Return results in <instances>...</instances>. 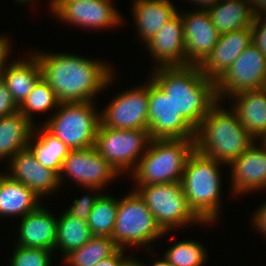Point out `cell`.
Segmentation results:
<instances>
[{
	"label": "cell",
	"mask_w": 266,
	"mask_h": 266,
	"mask_svg": "<svg viewBox=\"0 0 266 266\" xmlns=\"http://www.w3.org/2000/svg\"><path fill=\"white\" fill-rule=\"evenodd\" d=\"M34 54L39 59L42 78L61 103L93 102V97L112 84L113 71L102 61L69 53Z\"/></svg>",
	"instance_id": "obj_1"
},
{
	"label": "cell",
	"mask_w": 266,
	"mask_h": 266,
	"mask_svg": "<svg viewBox=\"0 0 266 266\" xmlns=\"http://www.w3.org/2000/svg\"><path fill=\"white\" fill-rule=\"evenodd\" d=\"M151 79L195 129L218 102L216 82L205 77L197 65L154 68Z\"/></svg>",
	"instance_id": "obj_2"
},
{
	"label": "cell",
	"mask_w": 266,
	"mask_h": 266,
	"mask_svg": "<svg viewBox=\"0 0 266 266\" xmlns=\"http://www.w3.org/2000/svg\"><path fill=\"white\" fill-rule=\"evenodd\" d=\"M221 108L219 101L196 129L195 149L223 165H229L255 140L240 123L237 113Z\"/></svg>",
	"instance_id": "obj_3"
},
{
	"label": "cell",
	"mask_w": 266,
	"mask_h": 266,
	"mask_svg": "<svg viewBox=\"0 0 266 266\" xmlns=\"http://www.w3.org/2000/svg\"><path fill=\"white\" fill-rule=\"evenodd\" d=\"M221 164L196 149L185 164L182 188L189 207L204 223L214 222L220 214Z\"/></svg>",
	"instance_id": "obj_4"
},
{
	"label": "cell",
	"mask_w": 266,
	"mask_h": 266,
	"mask_svg": "<svg viewBox=\"0 0 266 266\" xmlns=\"http://www.w3.org/2000/svg\"><path fill=\"white\" fill-rule=\"evenodd\" d=\"M195 139H151L132 177L137 185L181 182ZM135 177V178H134Z\"/></svg>",
	"instance_id": "obj_5"
},
{
	"label": "cell",
	"mask_w": 266,
	"mask_h": 266,
	"mask_svg": "<svg viewBox=\"0 0 266 266\" xmlns=\"http://www.w3.org/2000/svg\"><path fill=\"white\" fill-rule=\"evenodd\" d=\"M94 106V102L60 103L43 127L69 150L92 147L100 124V113Z\"/></svg>",
	"instance_id": "obj_6"
},
{
	"label": "cell",
	"mask_w": 266,
	"mask_h": 266,
	"mask_svg": "<svg viewBox=\"0 0 266 266\" xmlns=\"http://www.w3.org/2000/svg\"><path fill=\"white\" fill-rule=\"evenodd\" d=\"M136 186L135 191L164 232L185 227L189 223L209 224L204 223L189 207L181 182Z\"/></svg>",
	"instance_id": "obj_7"
},
{
	"label": "cell",
	"mask_w": 266,
	"mask_h": 266,
	"mask_svg": "<svg viewBox=\"0 0 266 266\" xmlns=\"http://www.w3.org/2000/svg\"><path fill=\"white\" fill-rule=\"evenodd\" d=\"M164 234L167 232L160 228L150 209L135 190L119 200L111 237L119 248L147 245Z\"/></svg>",
	"instance_id": "obj_8"
},
{
	"label": "cell",
	"mask_w": 266,
	"mask_h": 266,
	"mask_svg": "<svg viewBox=\"0 0 266 266\" xmlns=\"http://www.w3.org/2000/svg\"><path fill=\"white\" fill-rule=\"evenodd\" d=\"M150 141L148 129H113L99 124L94 147L120 174L136 168Z\"/></svg>",
	"instance_id": "obj_9"
},
{
	"label": "cell",
	"mask_w": 266,
	"mask_h": 266,
	"mask_svg": "<svg viewBox=\"0 0 266 266\" xmlns=\"http://www.w3.org/2000/svg\"><path fill=\"white\" fill-rule=\"evenodd\" d=\"M148 81V130L151 139H195L196 129L181 115L172 99Z\"/></svg>",
	"instance_id": "obj_10"
},
{
	"label": "cell",
	"mask_w": 266,
	"mask_h": 266,
	"mask_svg": "<svg viewBox=\"0 0 266 266\" xmlns=\"http://www.w3.org/2000/svg\"><path fill=\"white\" fill-rule=\"evenodd\" d=\"M264 87H266V57L252 43L216 82L217 98L222 102L221 100L237 93Z\"/></svg>",
	"instance_id": "obj_11"
},
{
	"label": "cell",
	"mask_w": 266,
	"mask_h": 266,
	"mask_svg": "<svg viewBox=\"0 0 266 266\" xmlns=\"http://www.w3.org/2000/svg\"><path fill=\"white\" fill-rule=\"evenodd\" d=\"M64 173L91 192L92 190L93 192L102 190L108 182H112L116 176H120L94 146L69 150L59 173L60 184L64 179Z\"/></svg>",
	"instance_id": "obj_12"
},
{
	"label": "cell",
	"mask_w": 266,
	"mask_h": 266,
	"mask_svg": "<svg viewBox=\"0 0 266 266\" xmlns=\"http://www.w3.org/2000/svg\"><path fill=\"white\" fill-rule=\"evenodd\" d=\"M50 7L56 19L83 28L107 29L124 21L111 0H51Z\"/></svg>",
	"instance_id": "obj_13"
},
{
	"label": "cell",
	"mask_w": 266,
	"mask_h": 266,
	"mask_svg": "<svg viewBox=\"0 0 266 266\" xmlns=\"http://www.w3.org/2000/svg\"><path fill=\"white\" fill-rule=\"evenodd\" d=\"M148 81L113 98L100 112V124L113 129H148Z\"/></svg>",
	"instance_id": "obj_14"
},
{
	"label": "cell",
	"mask_w": 266,
	"mask_h": 266,
	"mask_svg": "<svg viewBox=\"0 0 266 266\" xmlns=\"http://www.w3.org/2000/svg\"><path fill=\"white\" fill-rule=\"evenodd\" d=\"M195 11V12H194ZM181 13L184 29L186 65L199 66L212 51L219 33L207 10Z\"/></svg>",
	"instance_id": "obj_15"
},
{
	"label": "cell",
	"mask_w": 266,
	"mask_h": 266,
	"mask_svg": "<svg viewBox=\"0 0 266 266\" xmlns=\"http://www.w3.org/2000/svg\"><path fill=\"white\" fill-rule=\"evenodd\" d=\"M10 172L8 178L23 183L39 198L50 195L60 187L59 175L39 163L35 154L29 147L18 151L12 158H9ZM50 193V194H48Z\"/></svg>",
	"instance_id": "obj_16"
},
{
	"label": "cell",
	"mask_w": 266,
	"mask_h": 266,
	"mask_svg": "<svg viewBox=\"0 0 266 266\" xmlns=\"http://www.w3.org/2000/svg\"><path fill=\"white\" fill-rule=\"evenodd\" d=\"M252 43L251 27L220 35L217 44L199 65L200 71L205 77L217 82Z\"/></svg>",
	"instance_id": "obj_17"
},
{
	"label": "cell",
	"mask_w": 266,
	"mask_h": 266,
	"mask_svg": "<svg viewBox=\"0 0 266 266\" xmlns=\"http://www.w3.org/2000/svg\"><path fill=\"white\" fill-rule=\"evenodd\" d=\"M145 45L156 60V68L186 65L181 13L177 12Z\"/></svg>",
	"instance_id": "obj_18"
},
{
	"label": "cell",
	"mask_w": 266,
	"mask_h": 266,
	"mask_svg": "<svg viewBox=\"0 0 266 266\" xmlns=\"http://www.w3.org/2000/svg\"><path fill=\"white\" fill-rule=\"evenodd\" d=\"M255 143L228 165L232 168L231 188L235 194L266 188V146Z\"/></svg>",
	"instance_id": "obj_19"
},
{
	"label": "cell",
	"mask_w": 266,
	"mask_h": 266,
	"mask_svg": "<svg viewBox=\"0 0 266 266\" xmlns=\"http://www.w3.org/2000/svg\"><path fill=\"white\" fill-rule=\"evenodd\" d=\"M57 219L40 205L21 218L16 245L55 251Z\"/></svg>",
	"instance_id": "obj_20"
},
{
	"label": "cell",
	"mask_w": 266,
	"mask_h": 266,
	"mask_svg": "<svg viewBox=\"0 0 266 266\" xmlns=\"http://www.w3.org/2000/svg\"><path fill=\"white\" fill-rule=\"evenodd\" d=\"M232 108L240 123L257 141L266 134V87L237 93Z\"/></svg>",
	"instance_id": "obj_21"
},
{
	"label": "cell",
	"mask_w": 266,
	"mask_h": 266,
	"mask_svg": "<svg viewBox=\"0 0 266 266\" xmlns=\"http://www.w3.org/2000/svg\"><path fill=\"white\" fill-rule=\"evenodd\" d=\"M133 17L144 44L150 41L177 12L170 0H134Z\"/></svg>",
	"instance_id": "obj_22"
},
{
	"label": "cell",
	"mask_w": 266,
	"mask_h": 266,
	"mask_svg": "<svg viewBox=\"0 0 266 266\" xmlns=\"http://www.w3.org/2000/svg\"><path fill=\"white\" fill-rule=\"evenodd\" d=\"M28 59H17L5 67L1 79L19 106L32 92L36 82L42 77L39 59L35 54Z\"/></svg>",
	"instance_id": "obj_23"
},
{
	"label": "cell",
	"mask_w": 266,
	"mask_h": 266,
	"mask_svg": "<svg viewBox=\"0 0 266 266\" xmlns=\"http://www.w3.org/2000/svg\"><path fill=\"white\" fill-rule=\"evenodd\" d=\"M39 198L23 183L0 173V215L24 217L41 204Z\"/></svg>",
	"instance_id": "obj_24"
},
{
	"label": "cell",
	"mask_w": 266,
	"mask_h": 266,
	"mask_svg": "<svg viewBox=\"0 0 266 266\" xmlns=\"http://www.w3.org/2000/svg\"><path fill=\"white\" fill-rule=\"evenodd\" d=\"M207 11L219 35L251 27L255 18L248 0H219Z\"/></svg>",
	"instance_id": "obj_25"
},
{
	"label": "cell",
	"mask_w": 266,
	"mask_h": 266,
	"mask_svg": "<svg viewBox=\"0 0 266 266\" xmlns=\"http://www.w3.org/2000/svg\"><path fill=\"white\" fill-rule=\"evenodd\" d=\"M34 124L17 111L0 118V160L28 147Z\"/></svg>",
	"instance_id": "obj_26"
},
{
	"label": "cell",
	"mask_w": 266,
	"mask_h": 266,
	"mask_svg": "<svg viewBox=\"0 0 266 266\" xmlns=\"http://www.w3.org/2000/svg\"><path fill=\"white\" fill-rule=\"evenodd\" d=\"M34 132L37 134L35 135ZM33 137L36 139L34 144L31 142L34 140ZM28 147L35 154L39 163L45 168L54 170L59 175L63 160L69 152V148L60 139L49 133L42 125L36 131L34 125Z\"/></svg>",
	"instance_id": "obj_27"
},
{
	"label": "cell",
	"mask_w": 266,
	"mask_h": 266,
	"mask_svg": "<svg viewBox=\"0 0 266 266\" xmlns=\"http://www.w3.org/2000/svg\"><path fill=\"white\" fill-rule=\"evenodd\" d=\"M57 223L55 250H61L63 256L85 245L93 237L86 221L74 218L66 211Z\"/></svg>",
	"instance_id": "obj_28"
},
{
	"label": "cell",
	"mask_w": 266,
	"mask_h": 266,
	"mask_svg": "<svg viewBox=\"0 0 266 266\" xmlns=\"http://www.w3.org/2000/svg\"><path fill=\"white\" fill-rule=\"evenodd\" d=\"M118 248L111 237L93 236L85 245L70 251L63 260L68 266H95Z\"/></svg>",
	"instance_id": "obj_29"
},
{
	"label": "cell",
	"mask_w": 266,
	"mask_h": 266,
	"mask_svg": "<svg viewBox=\"0 0 266 266\" xmlns=\"http://www.w3.org/2000/svg\"><path fill=\"white\" fill-rule=\"evenodd\" d=\"M119 199L100 194L94 203L87 224L93 236L112 237Z\"/></svg>",
	"instance_id": "obj_30"
},
{
	"label": "cell",
	"mask_w": 266,
	"mask_h": 266,
	"mask_svg": "<svg viewBox=\"0 0 266 266\" xmlns=\"http://www.w3.org/2000/svg\"><path fill=\"white\" fill-rule=\"evenodd\" d=\"M61 102L56 97L50 85L41 77L34 85L32 92L18 106V111L31 123L34 112H46L53 108H58Z\"/></svg>",
	"instance_id": "obj_31"
},
{
	"label": "cell",
	"mask_w": 266,
	"mask_h": 266,
	"mask_svg": "<svg viewBox=\"0 0 266 266\" xmlns=\"http://www.w3.org/2000/svg\"><path fill=\"white\" fill-rule=\"evenodd\" d=\"M206 252L199 242L185 239L171 246L164 257L171 266H202L206 263Z\"/></svg>",
	"instance_id": "obj_32"
},
{
	"label": "cell",
	"mask_w": 266,
	"mask_h": 266,
	"mask_svg": "<svg viewBox=\"0 0 266 266\" xmlns=\"http://www.w3.org/2000/svg\"><path fill=\"white\" fill-rule=\"evenodd\" d=\"M13 252L10 266H50L52 263V251L47 249L17 245Z\"/></svg>",
	"instance_id": "obj_33"
},
{
	"label": "cell",
	"mask_w": 266,
	"mask_h": 266,
	"mask_svg": "<svg viewBox=\"0 0 266 266\" xmlns=\"http://www.w3.org/2000/svg\"><path fill=\"white\" fill-rule=\"evenodd\" d=\"M101 193L95 195L91 193L84 195L82 198L75 199L73 204L65 210L69 215L74 218L82 219L88 221L89 215L92 211L95 201L100 196Z\"/></svg>",
	"instance_id": "obj_34"
},
{
	"label": "cell",
	"mask_w": 266,
	"mask_h": 266,
	"mask_svg": "<svg viewBox=\"0 0 266 266\" xmlns=\"http://www.w3.org/2000/svg\"><path fill=\"white\" fill-rule=\"evenodd\" d=\"M251 30L253 43L266 57V14L264 16H255Z\"/></svg>",
	"instance_id": "obj_35"
},
{
	"label": "cell",
	"mask_w": 266,
	"mask_h": 266,
	"mask_svg": "<svg viewBox=\"0 0 266 266\" xmlns=\"http://www.w3.org/2000/svg\"><path fill=\"white\" fill-rule=\"evenodd\" d=\"M18 111V105L15 103L11 92L6 84L0 79V118L8 116Z\"/></svg>",
	"instance_id": "obj_36"
},
{
	"label": "cell",
	"mask_w": 266,
	"mask_h": 266,
	"mask_svg": "<svg viewBox=\"0 0 266 266\" xmlns=\"http://www.w3.org/2000/svg\"><path fill=\"white\" fill-rule=\"evenodd\" d=\"M123 248H118L112 255L99 261L95 266H122L130 257L124 256Z\"/></svg>",
	"instance_id": "obj_37"
},
{
	"label": "cell",
	"mask_w": 266,
	"mask_h": 266,
	"mask_svg": "<svg viewBox=\"0 0 266 266\" xmlns=\"http://www.w3.org/2000/svg\"><path fill=\"white\" fill-rule=\"evenodd\" d=\"M253 217V227H255L256 230L258 229L259 232H262L261 234L266 237V202H264L262 206H259Z\"/></svg>",
	"instance_id": "obj_38"
},
{
	"label": "cell",
	"mask_w": 266,
	"mask_h": 266,
	"mask_svg": "<svg viewBox=\"0 0 266 266\" xmlns=\"http://www.w3.org/2000/svg\"><path fill=\"white\" fill-rule=\"evenodd\" d=\"M10 40L8 37H5L4 35H0V79L3 70L5 69L7 65V58L9 56V53L11 52L10 49Z\"/></svg>",
	"instance_id": "obj_39"
},
{
	"label": "cell",
	"mask_w": 266,
	"mask_h": 266,
	"mask_svg": "<svg viewBox=\"0 0 266 266\" xmlns=\"http://www.w3.org/2000/svg\"><path fill=\"white\" fill-rule=\"evenodd\" d=\"M248 2L250 3L251 11L255 16L266 14V0H248Z\"/></svg>",
	"instance_id": "obj_40"
},
{
	"label": "cell",
	"mask_w": 266,
	"mask_h": 266,
	"mask_svg": "<svg viewBox=\"0 0 266 266\" xmlns=\"http://www.w3.org/2000/svg\"><path fill=\"white\" fill-rule=\"evenodd\" d=\"M196 3V5H200V9L207 10L208 8L215 5L219 0H190ZM202 6V7H201Z\"/></svg>",
	"instance_id": "obj_41"
},
{
	"label": "cell",
	"mask_w": 266,
	"mask_h": 266,
	"mask_svg": "<svg viewBox=\"0 0 266 266\" xmlns=\"http://www.w3.org/2000/svg\"><path fill=\"white\" fill-rule=\"evenodd\" d=\"M140 266H146L142 262L139 261ZM152 266H171L168 262V260L163 257V260L156 261Z\"/></svg>",
	"instance_id": "obj_42"
},
{
	"label": "cell",
	"mask_w": 266,
	"mask_h": 266,
	"mask_svg": "<svg viewBox=\"0 0 266 266\" xmlns=\"http://www.w3.org/2000/svg\"><path fill=\"white\" fill-rule=\"evenodd\" d=\"M122 266H140L139 261L134 258H130Z\"/></svg>",
	"instance_id": "obj_43"
},
{
	"label": "cell",
	"mask_w": 266,
	"mask_h": 266,
	"mask_svg": "<svg viewBox=\"0 0 266 266\" xmlns=\"http://www.w3.org/2000/svg\"><path fill=\"white\" fill-rule=\"evenodd\" d=\"M16 2H19V3H28V2H33V0H15Z\"/></svg>",
	"instance_id": "obj_44"
},
{
	"label": "cell",
	"mask_w": 266,
	"mask_h": 266,
	"mask_svg": "<svg viewBox=\"0 0 266 266\" xmlns=\"http://www.w3.org/2000/svg\"><path fill=\"white\" fill-rule=\"evenodd\" d=\"M261 143L266 146V134L261 138Z\"/></svg>",
	"instance_id": "obj_45"
}]
</instances>
